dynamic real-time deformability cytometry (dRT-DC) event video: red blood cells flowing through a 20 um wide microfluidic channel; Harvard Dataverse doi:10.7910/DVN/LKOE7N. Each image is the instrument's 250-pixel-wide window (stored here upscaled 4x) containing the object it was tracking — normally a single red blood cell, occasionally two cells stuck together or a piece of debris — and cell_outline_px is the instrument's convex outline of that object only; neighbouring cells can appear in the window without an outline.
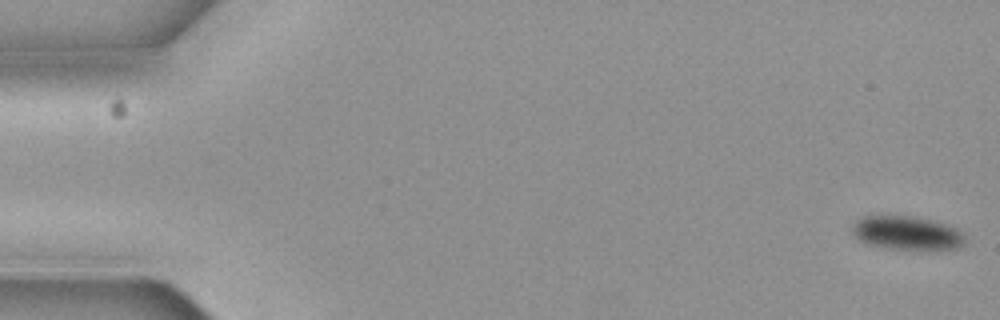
{"species": "common noctule bat (a hibernating species)", "species_latin": "Nyctalus noctula", "temperature_condition": "cold", "stored_images_in_passage": 6, "segment_of_instrument_passage": [2, 2], "camera_frame_rate_fps": 3000, "um_per_image_px": 0.085, "animal": {"sex": "female", "body_mass_g": 19.3, "forearm_length_mm": 54.1}, "frame": {"image": 1, "passage_image": 6, "time_ms": 1.667, "image_size_px": [1000, 320], "cell_outline_px": [[964, 244], [956, 248], [888, 248], [868, 244], [860, 240], [852, 232], [852, 224], [860, 216], [912, 216], [948, 224], [964, 232]], "centroid_in_image_um": [77.07, 19.77], "position_along_channel_um": 7.9, "area_um2": 21.79}}